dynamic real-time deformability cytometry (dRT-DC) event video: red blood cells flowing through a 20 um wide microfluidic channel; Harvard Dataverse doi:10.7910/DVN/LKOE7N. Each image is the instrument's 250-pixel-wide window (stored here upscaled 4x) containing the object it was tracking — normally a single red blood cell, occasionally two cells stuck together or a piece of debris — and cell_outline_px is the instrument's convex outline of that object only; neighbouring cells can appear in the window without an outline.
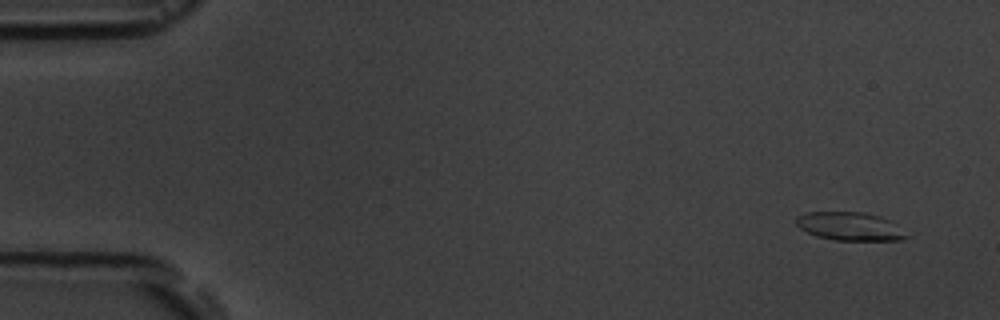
{"species": "common noctule bat (a hibernating species)", "species_latin": "Nyctalus noctula", "temperature_condition": "room temperature", "stored_images_in_passage": 4, "camera_frame_rate_fps": 3000, "um_per_image_px": 0.085, "animal": {"sex": "male", "body_mass_g": 19.5, "forearm_length_mm": 54.6}, "frame": {"image": 1, "passage_image": 1, "time_ms": 0.0, "image_size_px": [1000, 320], "cell_outline_px": [[912, 236], [904, 240], [836, 240], [816, 236], [800, 228], [796, 224], [796, 216], [804, 212], [864, 212], [880, 216], [888, 220]], "centroid_in_image_um": [72.25, 19.24], "position_along_channel_um": 12.7, "area_um2": 18.26}}
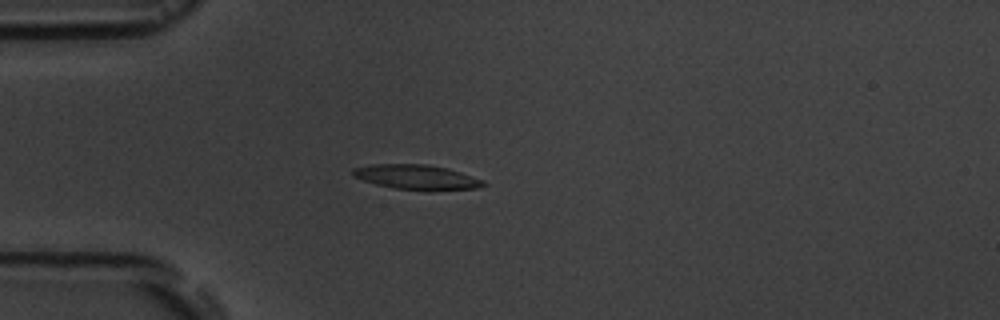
{"frame": {"image": 2, "passage_image": 4, "time_ms": 4.0, "image_size_px": [1000, 320], "cell_outline_px": [[488, 184], [480, 188], [396, 188], [376, 184], [352, 176], [352, 168], [372, 164], [424, 164], [448, 168], [484, 180]], "centroid_in_image_um": [35.38, 15.01], "position_along_channel_um": 49.6, "area_um2": 18.03}}